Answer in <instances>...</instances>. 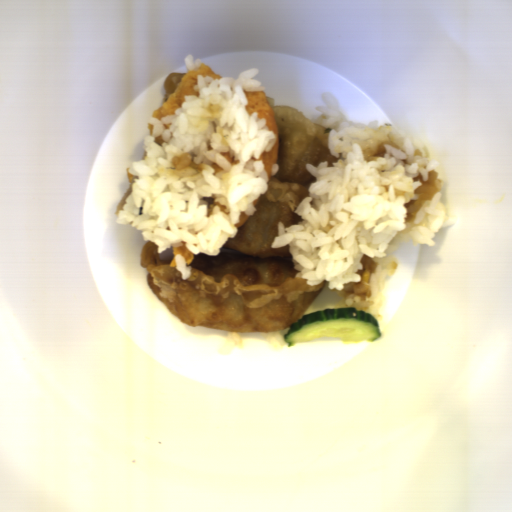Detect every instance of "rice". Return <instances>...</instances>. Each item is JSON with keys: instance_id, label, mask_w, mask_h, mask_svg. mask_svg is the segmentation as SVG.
<instances>
[{"instance_id": "652b925c", "label": "rice", "mask_w": 512, "mask_h": 512, "mask_svg": "<svg viewBox=\"0 0 512 512\" xmlns=\"http://www.w3.org/2000/svg\"><path fill=\"white\" fill-rule=\"evenodd\" d=\"M321 100L325 105L315 110L324 116L313 123L330 128L327 147L338 160L333 166L327 160L317 166L306 163L315 181L294 210L303 220L288 227L277 221V236L270 246L288 245L298 271L296 279H307L305 283L313 287L327 281L330 290L343 291L345 284L361 282L357 271L364 268V255L379 262L370 279L372 296L362 300L350 294L344 303L380 320L386 277L398 268V260L390 254L402 241L411 240L414 247L435 246V233L456 224L447 216L442 191L424 199L414 220L405 222L404 204L420 197L415 189L422 183L414 178L420 174L427 182L429 173L439 166L436 159L416 154L406 164L403 159L409 155L384 143V157L365 160L362 150L373 152L390 140L393 126L378 125L374 119L368 124L346 119L338 98L329 91L321 93Z\"/></svg>"}, {"instance_id": "023b6e5f", "label": "rice", "mask_w": 512, "mask_h": 512, "mask_svg": "<svg viewBox=\"0 0 512 512\" xmlns=\"http://www.w3.org/2000/svg\"><path fill=\"white\" fill-rule=\"evenodd\" d=\"M251 67L238 77L197 74L193 91L185 94L174 114L149 116L151 135L143 137L146 152L128 168L130 194L115 222L141 231L158 254L185 246L193 254L217 257L239 228L241 212L254 216L253 205L269 187V173L261 158L273 150L278 136L259 112L249 113L245 91H265ZM230 152L232 165L220 152ZM223 171L214 174L212 163ZM215 197L230 213L215 206L207 216L203 197Z\"/></svg>"}, {"instance_id": "8eca5e8b", "label": "rice", "mask_w": 512, "mask_h": 512, "mask_svg": "<svg viewBox=\"0 0 512 512\" xmlns=\"http://www.w3.org/2000/svg\"><path fill=\"white\" fill-rule=\"evenodd\" d=\"M174 260V267L181 274L182 280H186L192 275V266L188 265V262L182 253H176L174 255Z\"/></svg>"}, {"instance_id": "acb35da6", "label": "rice", "mask_w": 512, "mask_h": 512, "mask_svg": "<svg viewBox=\"0 0 512 512\" xmlns=\"http://www.w3.org/2000/svg\"><path fill=\"white\" fill-rule=\"evenodd\" d=\"M184 64L188 70V72L190 70H193L197 67H199L200 64H204V61L201 59V58H195L194 60V55L193 54H187V55H184Z\"/></svg>"}]
</instances>
